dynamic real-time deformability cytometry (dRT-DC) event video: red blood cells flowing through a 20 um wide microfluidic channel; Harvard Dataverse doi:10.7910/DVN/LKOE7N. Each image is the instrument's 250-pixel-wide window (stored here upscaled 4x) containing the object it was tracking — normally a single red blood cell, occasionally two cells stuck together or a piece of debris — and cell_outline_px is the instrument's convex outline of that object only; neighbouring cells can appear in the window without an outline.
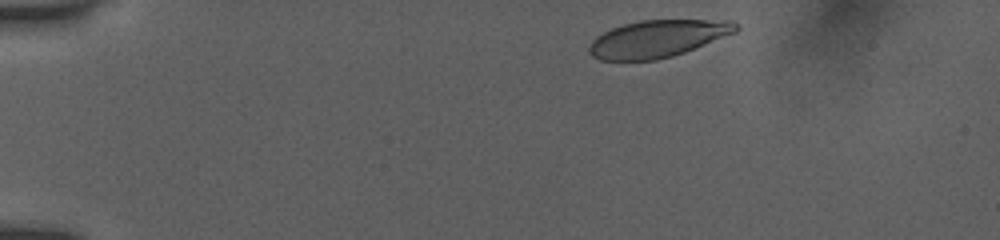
{"species": "human", "species_latin": "Homo sapiens", "temperature_condition": "room temperature", "stored_images_in_passage": 39, "camera_frame_rate_fps": 3000, "um_per_image_px": 0.085, "donor": {"sex": "female"}, "frame": {"image": 1, "passage_image": 2, "time_ms": 0.333, "image_size_px": [1000, 240], "cell_outline_px": [[740, 28], [736, 32], [684, 52], [672, 56], [656, 60], [600, 60], [592, 56], [588, 52], [588, 48], [592, 40], [596, 36], [612, 28], [624, 24], [640, 20], [732, 20]], "centroid_in_image_um": [55.88, 3.28], "position_along_channel_um": 29.1, "area_um2": 31.67}}
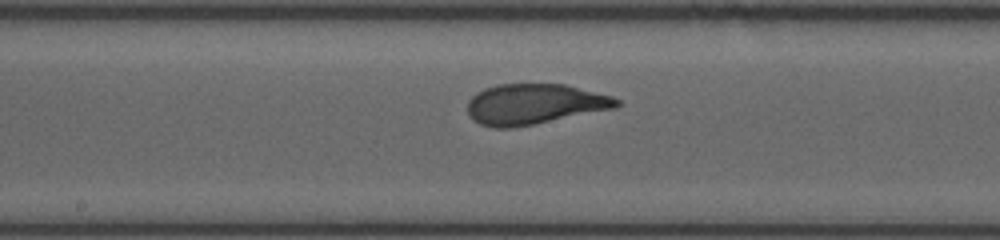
{"frame": {"image": 2, "passage_image": 22, "time_ms": 7.0, "image_size_px": [1000, 240], "cell_outline_px": [[620, 104], [616, 108], [532, 124], [508, 128], [492, 128], [480, 124], [472, 120], [468, 116], [468, 100], [476, 92], [484, 88], [496, 84], [564, 84], [612, 96], [620, 100]], "centroid_in_image_um": [45.38, 8.84], "position_along_channel_um": 202.8, "area_um2": 35.14}}
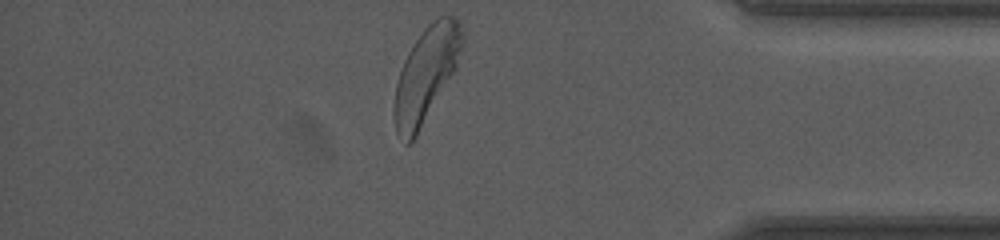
{"frame": {"image": 3, "passage_image": 39, "time_ms": 12.667, "image_size_px": [1000, 240], "cell_outline_px": [[464, 44], [456, 68], [416, 136], [408, 144], [404, 144], [396, 132], [392, 108], [396, 84], [404, 60], [408, 52], [424, 28], [432, 20], [440, 16], [456, 16], [460, 20]], "centroid_in_image_um": [36.21, 6.32], "position_along_channel_um": 399.0, "area_um2": 37.51}, "authors_computed_cell_mechanics": {"area_um2": 34.969, "velocity_mm_per_s": 3.8905, "shape_relaxation_time_tau1_ms": 3.7935, "shape_relaxation_time_tau2_ms": null, "deformation_change_tau1": 0.1669, "deformation_change_tau2": null}}